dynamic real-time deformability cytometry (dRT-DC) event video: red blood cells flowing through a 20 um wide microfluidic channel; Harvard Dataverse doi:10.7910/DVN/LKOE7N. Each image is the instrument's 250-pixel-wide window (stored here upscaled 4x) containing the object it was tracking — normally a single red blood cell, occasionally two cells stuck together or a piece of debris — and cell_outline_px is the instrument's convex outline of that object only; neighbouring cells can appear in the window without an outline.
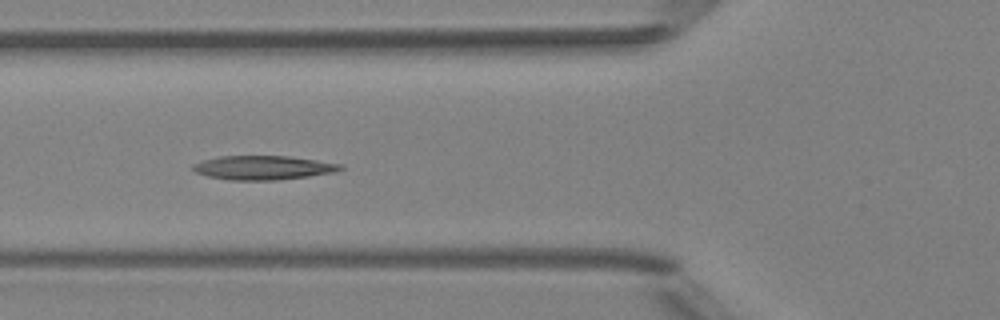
{"species": "Egyptian fruit bat (a non-hibernating species)", "species_latin": "Rousettus aegyptiacus", "temperature_condition": "room temperature", "stored_images_in_passage": 6, "camera_frame_rate_fps": 3000, "um_per_image_px": 0.085, "animal": {"sex": "female"}, "frame": {"image": 1, "passage_image": 4, "time_ms": 3.333, "image_size_px": [1000, 320], "cell_outline_px": [[344, 168], [336, 172], [308, 176], [276, 180], [228, 180], [208, 176], [196, 172], [192, 168], [192, 164], [204, 160], [220, 156], [288, 156], [344, 164]], "centroid_in_image_um": [22.39, 14.25], "position_along_channel_um": 103.4, "area_um2": 20.63}}
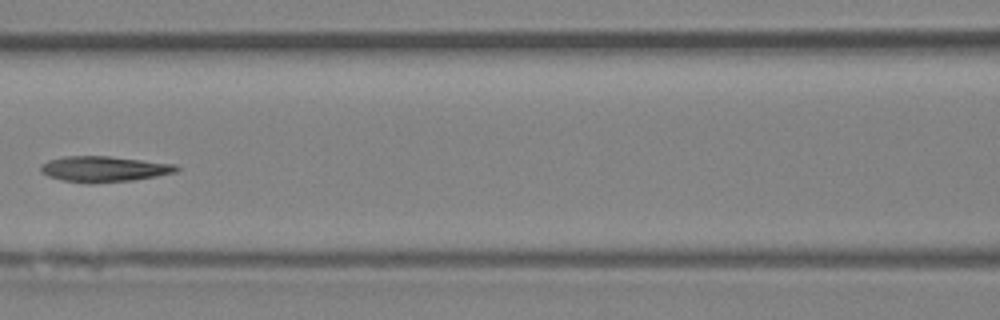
{"frame": {"image": 2, "passage_image": 5, "time_ms": 4.667, "image_size_px": [1000, 320], "cell_outline_px": [[180, 168], [176, 172], [156, 176], [132, 180], [92, 184], [64, 180], [48, 176], [40, 172], [40, 164], [48, 160], [64, 156], [108, 156], [176, 164]], "centroid_in_image_um": [8.81, 14.36], "position_along_channel_um": 157.8, "area_um2": 20.35}}
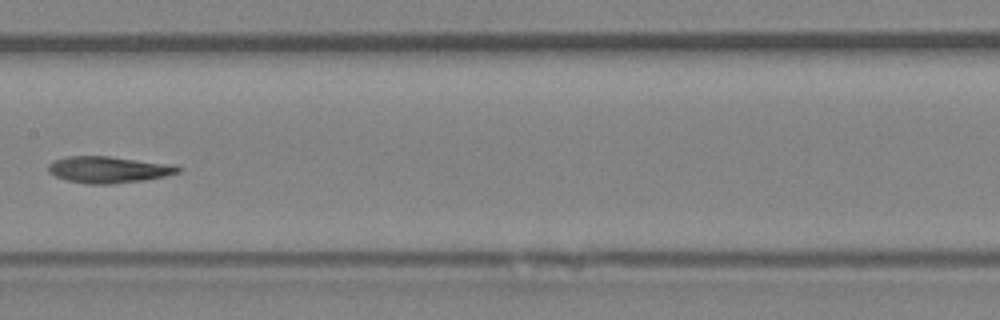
{"frame": {"image": 3, "passage_image": 6, "time_ms": 5.667, "image_size_px": [1000, 320], "cell_outline_px": [[184, 168], [180, 172], [164, 176], [144, 180], [108, 184], [88, 184], [68, 180], [56, 176], [48, 172], [48, 164], [52, 160], [64, 156], [108, 156], [176, 164]], "centroid_in_image_um": [9.25, 14.4], "position_along_channel_um": 198.1, "area_um2": 20.29}}